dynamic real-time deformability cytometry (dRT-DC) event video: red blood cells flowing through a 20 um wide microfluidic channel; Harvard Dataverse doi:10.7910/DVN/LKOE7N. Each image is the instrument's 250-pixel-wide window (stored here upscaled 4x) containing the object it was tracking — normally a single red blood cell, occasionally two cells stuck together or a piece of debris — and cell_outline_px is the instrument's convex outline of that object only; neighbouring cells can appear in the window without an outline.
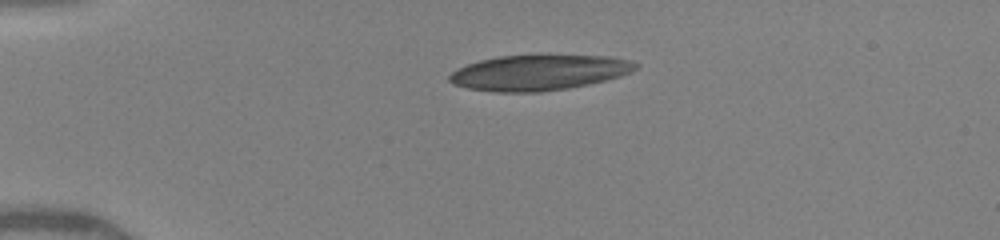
{"species": "human", "species_latin": "Homo sapiens", "temperature_condition": "warm", "stored_images_in_passage": 4, "camera_frame_rate_fps": 3000, "um_per_image_px": 0.085, "donor": {"sex": "female"}, "frame": {"image": 1, "passage_image": 1, "time_ms": 0.0, "image_size_px": [1000, 240], "cell_outline_px": [[640, 64], [632, 72], [620, 76], [588, 84], [568, 88], [540, 92], [496, 92], [468, 88], [452, 84], [448, 80], [448, 76], [456, 68], [480, 60], [500, 56], [612, 56], [632, 60]], "centroid_in_image_um": [45.8, 6.17], "position_along_channel_um": 39.2, "area_um2": 38.32}}
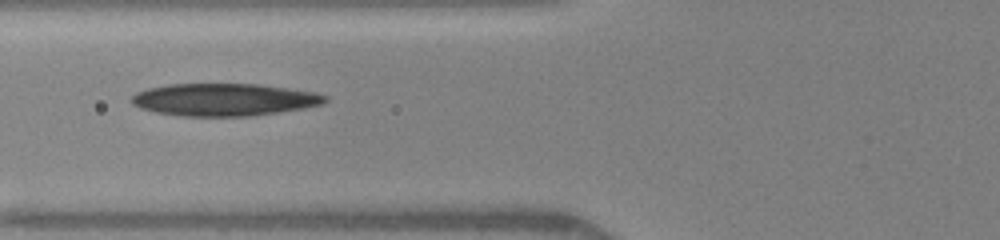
{"frame": {"image": 2, "passage_image": 3, "time_ms": 2.667, "image_size_px": [1000, 240], "cell_outline_px": [[328, 100], [324, 104], [304, 108], [248, 116], [184, 116], [156, 112], [140, 108], [132, 104], [128, 100], [136, 92], [148, 88], [168, 84], [256, 84], [288, 88], [316, 92], [328, 96]], "centroid_in_image_um": [19.04, 8.46], "position_along_channel_um": 106.8, "area_um2": 36.65}}
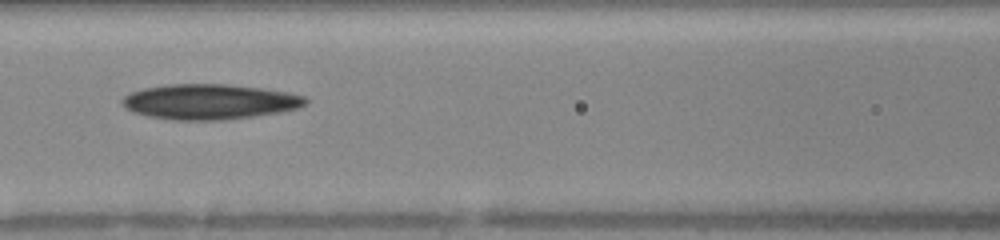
{"frame": {"image": 3, "passage_image": 4, "time_ms": 3.667, "image_size_px": [1000, 240], "cell_outline_px": [[308, 104], [300, 108], [280, 112], [224, 120], [176, 120], [148, 116], [132, 112], [124, 108], [120, 100], [124, 96], [132, 92], [144, 88], [172, 84], [224, 84], [288, 92], [304, 96], [308, 100]], "centroid_in_image_um": [17.8, 8.65], "position_along_channel_um": 148.8, "area_um2": 37.57}}